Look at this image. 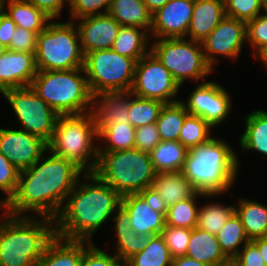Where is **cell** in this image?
Instances as JSON below:
<instances>
[{
    "label": "cell",
    "instance_id": "1",
    "mask_svg": "<svg viewBox=\"0 0 267 266\" xmlns=\"http://www.w3.org/2000/svg\"><path fill=\"white\" fill-rule=\"evenodd\" d=\"M19 172L14 196L6 204V213L55 219L84 172L72 161L50 154ZM41 160V161H40ZM79 179V180H78ZM26 213V214H25Z\"/></svg>",
    "mask_w": 267,
    "mask_h": 266
},
{
    "label": "cell",
    "instance_id": "2",
    "mask_svg": "<svg viewBox=\"0 0 267 266\" xmlns=\"http://www.w3.org/2000/svg\"><path fill=\"white\" fill-rule=\"evenodd\" d=\"M83 176L85 183L77 182L54 226L62 239L92 242L93 233L121 207L122 196L93 172Z\"/></svg>",
    "mask_w": 267,
    "mask_h": 266
},
{
    "label": "cell",
    "instance_id": "3",
    "mask_svg": "<svg viewBox=\"0 0 267 266\" xmlns=\"http://www.w3.org/2000/svg\"><path fill=\"white\" fill-rule=\"evenodd\" d=\"M0 221V266H38L55 238V221L49 217L3 213ZM6 217V218H5Z\"/></svg>",
    "mask_w": 267,
    "mask_h": 266
},
{
    "label": "cell",
    "instance_id": "4",
    "mask_svg": "<svg viewBox=\"0 0 267 266\" xmlns=\"http://www.w3.org/2000/svg\"><path fill=\"white\" fill-rule=\"evenodd\" d=\"M238 163L231 145L213 137L188 152L182 173L198 191L221 195L237 177Z\"/></svg>",
    "mask_w": 267,
    "mask_h": 266
},
{
    "label": "cell",
    "instance_id": "5",
    "mask_svg": "<svg viewBox=\"0 0 267 266\" xmlns=\"http://www.w3.org/2000/svg\"><path fill=\"white\" fill-rule=\"evenodd\" d=\"M30 87L59 116L92 110L93 95L84 68L37 71Z\"/></svg>",
    "mask_w": 267,
    "mask_h": 266
},
{
    "label": "cell",
    "instance_id": "6",
    "mask_svg": "<svg viewBox=\"0 0 267 266\" xmlns=\"http://www.w3.org/2000/svg\"><path fill=\"white\" fill-rule=\"evenodd\" d=\"M93 173L125 196L152 187L157 172L149 153L132 148L114 152L98 151Z\"/></svg>",
    "mask_w": 267,
    "mask_h": 266
},
{
    "label": "cell",
    "instance_id": "7",
    "mask_svg": "<svg viewBox=\"0 0 267 266\" xmlns=\"http://www.w3.org/2000/svg\"><path fill=\"white\" fill-rule=\"evenodd\" d=\"M94 137L98 139V132L91 111L60 115L48 149L52 154L72 161L84 173L93 172L99 148L93 143Z\"/></svg>",
    "mask_w": 267,
    "mask_h": 266
},
{
    "label": "cell",
    "instance_id": "8",
    "mask_svg": "<svg viewBox=\"0 0 267 266\" xmlns=\"http://www.w3.org/2000/svg\"><path fill=\"white\" fill-rule=\"evenodd\" d=\"M76 21L50 22L37 35L35 64L37 71L83 68L84 55Z\"/></svg>",
    "mask_w": 267,
    "mask_h": 266
},
{
    "label": "cell",
    "instance_id": "9",
    "mask_svg": "<svg viewBox=\"0 0 267 266\" xmlns=\"http://www.w3.org/2000/svg\"><path fill=\"white\" fill-rule=\"evenodd\" d=\"M150 51L168 69L174 80L181 85L186 79L199 81L213 72L207 63L202 43L184 38H159Z\"/></svg>",
    "mask_w": 267,
    "mask_h": 266
},
{
    "label": "cell",
    "instance_id": "10",
    "mask_svg": "<svg viewBox=\"0 0 267 266\" xmlns=\"http://www.w3.org/2000/svg\"><path fill=\"white\" fill-rule=\"evenodd\" d=\"M136 62L113 49L95 50L84 55V71L92 95L131 91Z\"/></svg>",
    "mask_w": 267,
    "mask_h": 266
},
{
    "label": "cell",
    "instance_id": "11",
    "mask_svg": "<svg viewBox=\"0 0 267 266\" xmlns=\"http://www.w3.org/2000/svg\"><path fill=\"white\" fill-rule=\"evenodd\" d=\"M2 94L22 124L21 130L49 143L59 115L30 86L11 88Z\"/></svg>",
    "mask_w": 267,
    "mask_h": 266
},
{
    "label": "cell",
    "instance_id": "12",
    "mask_svg": "<svg viewBox=\"0 0 267 266\" xmlns=\"http://www.w3.org/2000/svg\"><path fill=\"white\" fill-rule=\"evenodd\" d=\"M179 88L168 69L150 50L136 62L131 89L133 95L163 103H174L180 101L174 99Z\"/></svg>",
    "mask_w": 267,
    "mask_h": 266
},
{
    "label": "cell",
    "instance_id": "13",
    "mask_svg": "<svg viewBox=\"0 0 267 266\" xmlns=\"http://www.w3.org/2000/svg\"><path fill=\"white\" fill-rule=\"evenodd\" d=\"M246 42V22L225 16L201 43L207 63L214 68L216 55L235 60Z\"/></svg>",
    "mask_w": 267,
    "mask_h": 266
},
{
    "label": "cell",
    "instance_id": "14",
    "mask_svg": "<svg viewBox=\"0 0 267 266\" xmlns=\"http://www.w3.org/2000/svg\"><path fill=\"white\" fill-rule=\"evenodd\" d=\"M183 102L187 112L199 116L212 127L224 122L231 108L230 94L216 82H202Z\"/></svg>",
    "mask_w": 267,
    "mask_h": 266
},
{
    "label": "cell",
    "instance_id": "15",
    "mask_svg": "<svg viewBox=\"0 0 267 266\" xmlns=\"http://www.w3.org/2000/svg\"><path fill=\"white\" fill-rule=\"evenodd\" d=\"M48 150V143L21 129L0 128V152L19 171L30 168Z\"/></svg>",
    "mask_w": 267,
    "mask_h": 266
},
{
    "label": "cell",
    "instance_id": "16",
    "mask_svg": "<svg viewBox=\"0 0 267 266\" xmlns=\"http://www.w3.org/2000/svg\"><path fill=\"white\" fill-rule=\"evenodd\" d=\"M195 0H169L152 14L150 36L153 38H187Z\"/></svg>",
    "mask_w": 267,
    "mask_h": 266
},
{
    "label": "cell",
    "instance_id": "17",
    "mask_svg": "<svg viewBox=\"0 0 267 266\" xmlns=\"http://www.w3.org/2000/svg\"><path fill=\"white\" fill-rule=\"evenodd\" d=\"M77 26L83 55L86 53L112 49L121 25L108 13L85 16L78 19Z\"/></svg>",
    "mask_w": 267,
    "mask_h": 266
},
{
    "label": "cell",
    "instance_id": "18",
    "mask_svg": "<svg viewBox=\"0 0 267 266\" xmlns=\"http://www.w3.org/2000/svg\"><path fill=\"white\" fill-rule=\"evenodd\" d=\"M36 74L35 53L7 49L0 57V93L30 86Z\"/></svg>",
    "mask_w": 267,
    "mask_h": 266
},
{
    "label": "cell",
    "instance_id": "19",
    "mask_svg": "<svg viewBox=\"0 0 267 266\" xmlns=\"http://www.w3.org/2000/svg\"><path fill=\"white\" fill-rule=\"evenodd\" d=\"M131 91H115L96 94L92 101V114L97 132L107 124H127L129 120V94Z\"/></svg>",
    "mask_w": 267,
    "mask_h": 266
},
{
    "label": "cell",
    "instance_id": "20",
    "mask_svg": "<svg viewBox=\"0 0 267 266\" xmlns=\"http://www.w3.org/2000/svg\"><path fill=\"white\" fill-rule=\"evenodd\" d=\"M121 206L129 214L130 227L137 234L160 235L166 225L165 215L153 210L139 194L122 196Z\"/></svg>",
    "mask_w": 267,
    "mask_h": 266
},
{
    "label": "cell",
    "instance_id": "21",
    "mask_svg": "<svg viewBox=\"0 0 267 266\" xmlns=\"http://www.w3.org/2000/svg\"><path fill=\"white\" fill-rule=\"evenodd\" d=\"M225 16L223 0H195L188 38L202 42Z\"/></svg>",
    "mask_w": 267,
    "mask_h": 266
},
{
    "label": "cell",
    "instance_id": "22",
    "mask_svg": "<svg viewBox=\"0 0 267 266\" xmlns=\"http://www.w3.org/2000/svg\"><path fill=\"white\" fill-rule=\"evenodd\" d=\"M114 230L116 232V253L124 263L134 254L141 252L148 243L151 235L136 233L130 227V218L126 210L121 206L115 217L113 216Z\"/></svg>",
    "mask_w": 267,
    "mask_h": 266
},
{
    "label": "cell",
    "instance_id": "23",
    "mask_svg": "<svg viewBox=\"0 0 267 266\" xmlns=\"http://www.w3.org/2000/svg\"><path fill=\"white\" fill-rule=\"evenodd\" d=\"M90 241L66 240L58 236L48 244L38 266H80Z\"/></svg>",
    "mask_w": 267,
    "mask_h": 266
},
{
    "label": "cell",
    "instance_id": "24",
    "mask_svg": "<svg viewBox=\"0 0 267 266\" xmlns=\"http://www.w3.org/2000/svg\"><path fill=\"white\" fill-rule=\"evenodd\" d=\"M185 256L211 266H228L231 263L221 251L217 237L197 227L191 230Z\"/></svg>",
    "mask_w": 267,
    "mask_h": 266
},
{
    "label": "cell",
    "instance_id": "25",
    "mask_svg": "<svg viewBox=\"0 0 267 266\" xmlns=\"http://www.w3.org/2000/svg\"><path fill=\"white\" fill-rule=\"evenodd\" d=\"M152 187L167 207L192 197L198 191L182 171L156 173Z\"/></svg>",
    "mask_w": 267,
    "mask_h": 266
},
{
    "label": "cell",
    "instance_id": "26",
    "mask_svg": "<svg viewBox=\"0 0 267 266\" xmlns=\"http://www.w3.org/2000/svg\"><path fill=\"white\" fill-rule=\"evenodd\" d=\"M3 11L10 16L17 27L36 34L45 30L47 25L53 21L44 11L25 0H3Z\"/></svg>",
    "mask_w": 267,
    "mask_h": 266
},
{
    "label": "cell",
    "instance_id": "27",
    "mask_svg": "<svg viewBox=\"0 0 267 266\" xmlns=\"http://www.w3.org/2000/svg\"><path fill=\"white\" fill-rule=\"evenodd\" d=\"M108 14L121 26L142 28L150 32L152 14L144 0H112Z\"/></svg>",
    "mask_w": 267,
    "mask_h": 266
},
{
    "label": "cell",
    "instance_id": "28",
    "mask_svg": "<svg viewBox=\"0 0 267 266\" xmlns=\"http://www.w3.org/2000/svg\"><path fill=\"white\" fill-rule=\"evenodd\" d=\"M235 213L244 226L249 240L267 236V206L248 199L239 198Z\"/></svg>",
    "mask_w": 267,
    "mask_h": 266
},
{
    "label": "cell",
    "instance_id": "29",
    "mask_svg": "<svg viewBox=\"0 0 267 266\" xmlns=\"http://www.w3.org/2000/svg\"><path fill=\"white\" fill-rule=\"evenodd\" d=\"M189 150L180 141H161L149 154L154 169L159 172L182 171Z\"/></svg>",
    "mask_w": 267,
    "mask_h": 266
},
{
    "label": "cell",
    "instance_id": "30",
    "mask_svg": "<svg viewBox=\"0 0 267 266\" xmlns=\"http://www.w3.org/2000/svg\"><path fill=\"white\" fill-rule=\"evenodd\" d=\"M148 38H150V35L145 29L121 26L112 49L120 55L132 58L137 62L150 50L148 40L152 39Z\"/></svg>",
    "mask_w": 267,
    "mask_h": 266
},
{
    "label": "cell",
    "instance_id": "31",
    "mask_svg": "<svg viewBox=\"0 0 267 266\" xmlns=\"http://www.w3.org/2000/svg\"><path fill=\"white\" fill-rule=\"evenodd\" d=\"M245 130L240 137L242 150H255L267 156V112L255 110L245 117Z\"/></svg>",
    "mask_w": 267,
    "mask_h": 266
},
{
    "label": "cell",
    "instance_id": "32",
    "mask_svg": "<svg viewBox=\"0 0 267 266\" xmlns=\"http://www.w3.org/2000/svg\"><path fill=\"white\" fill-rule=\"evenodd\" d=\"M173 258L161 235L151 236L144 249L134 254L125 266H171Z\"/></svg>",
    "mask_w": 267,
    "mask_h": 266
},
{
    "label": "cell",
    "instance_id": "33",
    "mask_svg": "<svg viewBox=\"0 0 267 266\" xmlns=\"http://www.w3.org/2000/svg\"><path fill=\"white\" fill-rule=\"evenodd\" d=\"M215 195L219 194H207L205 192L197 191L192 197L168 207L165 216L166 225L180 228H195L200 208L196 203L198 197H215Z\"/></svg>",
    "mask_w": 267,
    "mask_h": 266
},
{
    "label": "cell",
    "instance_id": "34",
    "mask_svg": "<svg viewBox=\"0 0 267 266\" xmlns=\"http://www.w3.org/2000/svg\"><path fill=\"white\" fill-rule=\"evenodd\" d=\"M188 114L181 100L174 103H165L156 121L161 141H178L179 132Z\"/></svg>",
    "mask_w": 267,
    "mask_h": 266
},
{
    "label": "cell",
    "instance_id": "35",
    "mask_svg": "<svg viewBox=\"0 0 267 266\" xmlns=\"http://www.w3.org/2000/svg\"><path fill=\"white\" fill-rule=\"evenodd\" d=\"M135 130L136 128L130 123L107 124L99 133L98 139L106 145H99L98 151L114 152L119 150L132 149L135 147ZM100 146H104V148Z\"/></svg>",
    "mask_w": 267,
    "mask_h": 266
},
{
    "label": "cell",
    "instance_id": "36",
    "mask_svg": "<svg viewBox=\"0 0 267 266\" xmlns=\"http://www.w3.org/2000/svg\"><path fill=\"white\" fill-rule=\"evenodd\" d=\"M216 237L221 251L230 261L240 251V244L244 246L250 241L240 218L235 212L229 217Z\"/></svg>",
    "mask_w": 267,
    "mask_h": 266
},
{
    "label": "cell",
    "instance_id": "37",
    "mask_svg": "<svg viewBox=\"0 0 267 266\" xmlns=\"http://www.w3.org/2000/svg\"><path fill=\"white\" fill-rule=\"evenodd\" d=\"M211 128L213 127L201 117L188 114L179 132L178 141L192 151L195 147L206 144L214 137L210 136Z\"/></svg>",
    "mask_w": 267,
    "mask_h": 266
},
{
    "label": "cell",
    "instance_id": "38",
    "mask_svg": "<svg viewBox=\"0 0 267 266\" xmlns=\"http://www.w3.org/2000/svg\"><path fill=\"white\" fill-rule=\"evenodd\" d=\"M133 97V98H131ZM165 103L129 94V120L135 128L156 123Z\"/></svg>",
    "mask_w": 267,
    "mask_h": 266
},
{
    "label": "cell",
    "instance_id": "39",
    "mask_svg": "<svg viewBox=\"0 0 267 266\" xmlns=\"http://www.w3.org/2000/svg\"><path fill=\"white\" fill-rule=\"evenodd\" d=\"M234 212L235 205L226 207L215 202L203 204L198 211L196 227L216 236Z\"/></svg>",
    "mask_w": 267,
    "mask_h": 266
},
{
    "label": "cell",
    "instance_id": "40",
    "mask_svg": "<svg viewBox=\"0 0 267 266\" xmlns=\"http://www.w3.org/2000/svg\"><path fill=\"white\" fill-rule=\"evenodd\" d=\"M223 2L226 16L247 22L264 10L265 0H223Z\"/></svg>",
    "mask_w": 267,
    "mask_h": 266
},
{
    "label": "cell",
    "instance_id": "41",
    "mask_svg": "<svg viewBox=\"0 0 267 266\" xmlns=\"http://www.w3.org/2000/svg\"><path fill=\"white\" fill-rule=\"evenodd\" d=\"M190 228H180L165 225L164 229L161 232L165 244L169 248L172 258L185 256L188 243L191 237Z\"/></svg>",
    "mask_w": 267,
    "mask_h": 266
},
{
    "label": "cell",
    "instance_id": "42",
    "mask_svg": "<svg viewBox=\"0 0 267 266\" xmlns=\"http://www.w3.org/2000/svg\"><path fill=\"white\" fill-rule=\"evenodd\" d=\"M19 170L0 152V190L6 195L0 206L6 211V204L14 196L19 179Z\"/></svg>",
    "mask_w": 267,
    "mask_h": 266
},
{
    "label": "cell",
    "instance_id": "43",
    "mask_svg": "<svg viewBox=\"0 0 267 266\" xmlns=\"http://www.w3.org/2000/svg\"><path fill=\"white\" fill-rule=\"evenodd\" d=\"M247 43L253 49L254 58L267 47V14L260 13L246 22ZM256 50V52L254 51Z\"/></svg>",
    "mask_w": 267,
    "mask_h": 266
},
{
    "label": "cell",
    "instance_id": "44",
    "mask_svg": "<svg viewBox=\"0 0 267 266\" xmlns=\"http://www.w3.org/2000/svg\"><path fill=\"white\" fill-rule=\"evenodd\" d=\"M112 0H69L70 19L108 13ZM104 8V9H103ZM103 9V12L101 11Z\"/></svg>",
    "mask_w": 267,
    "mask_h": 266
},
{
    "label": "cell",
    "instance_id": "45",
    "mask_svg": "<svg viewBox=\"0 0 267 266\" xmlns=\"http://www.w3.org/2000/svg\"><path fill=\"white\" fill-rule=\"evenodd\" d=\"M80 266H125L116 255L107 254L93 242L83 251Z\"/></svg>",
    "mask_w": 267,
    "mask_h": 266
},
{
    "label": "cell",
    "instance_id": "46",
    "mask_svg": "<svg viewBox=\"0 0 267 266\" xmlns=\"http://www.w3.org/2000/svg\"><path fill=\"white\" fill-rule=\"evenodd\" d=\"M160 142L161 138L156 123L136 128L134 148L150 153Z\"/></svg>",
    "mask_w": 267,
    "mask_h": 266
},
{
    "label": "cell",
    "instance_id": "47",
    "mask_svg": "<svg viewBox=\"0 0 267 266\" xmlns=\"http://www.w3.org/2000/svg\"><path fill=\"white\" fill-rule=\"evenodd\" d=\"M37 35L22 27H16L7 49L15 52L36 53Z\"/></svg>",
    "mask_w": 267,
    "mask_h": 266
},
{
    "label": "cell",
    "instance_id": "48",
    "mask_svg": "<svg viewBox=\"0 0 267 266\" xmlns=\"http://www.w3.org/2000/svg\"><path fill=\"white\" fill-rule=\"evenodd\" d=\"M234 266H266L258 247L250 240L231 260Z\"/></svg>",
    "mask_w": 267,
    "mask_h": 266
},
{
    "label": "cell",
    "instance_id": "49",
    "mask_svg": "<svg viewBox=\"0 0 267 266\" xmlns=\"http://www.w3.org/2000/svg\"><path fill=\"white\" fill-rule=\"evenodd\" d=\"M25 1L31 3L38 9L44 11L52 19H56L61 15L64 5L66 4L69 5V0H25Z\"/></svg>",
    "mask_w": 267,
    "mask_h": 266
},
{
    "label": "cell",
    "instance_id": "50",
    "mask_svg": "<svg viewBox=\"0 0 267 266\" xmlns=\"http://www.w3.org/2000/svg\"><path fill=\"white\" fill-rule=\"evenodd\" d=\"M16 27L15 22L2 10L0 13V42L6 47L9 46Z\"/></svg>",
    "mask_w": 267,
    "mask_h": 266
},
{
    "label": "cell",
    "instance_id": "51",
    "mask_svg": "<svg viewBox=\"0 0 267 266\" xmlns=\"http://www.w3.org/2000/svg\"><path fill=\"white\" fill-rule=\"evenodd\" d=\"M138 194L153 208V210L166 216L168 207L164 204L163 199L153 187H148Z\"/></svg>",
    "mask_w": 267,
    "mask_h": 266
},
{
    "label": "cell",
    "instance_id": "52",
    "mask_svg": "<svg viewBox=\"0 0 267 266\" xmlns=\"http://www.w3.org/2000/svg\"><path fill=\"white\" fill-rule=\"evenodd\" d=\"M171 266H211L187 256L173 258Z\"/></svg>",
    "mask_w": 267,
    "mask_h": 266
},
{
    "label": "cell",
    "instance_id": "53",
    "mask_svg": "<svg viewBox=\"0 0 267 266\" xmlns=\"http://www.w3.org/2000/svg\"><path fill=\"white\" fill-rule=\"evenodd\" d=\"M251 241L258 247V249L261 253V256L263 258V261L265 262V264L267 266V236L255 238Z\"/></svg>",
    "mask_w": 267,
    "mask_h": 266
},
{
    "label": "cell",
    "instance_id": "54",
    "mask_svg": "<svg viewBox=\"0 0 267 266\" xmlns=\"http://www.w3.org/2000/svg\"><path fill=\"white\" fill-rule=\"evenodd\" d=\"M169 0H144V4L151 14L161 9Z\"/></svg>",
    "mask_w": 267,
    "mask_h": 266
},
{
    "label": "cell",
    "instance_id": "55",
    "mask_svg": "<svg viewBox=\"0 0 267 266\" xmlns=\"http://www.w3.org/2000/svg\"><path fill=\"white\" fill-rule=\"evenodd\" d=\"M255 58H259L263 62L264 66L267 67V47L262 50Z\"/></svg>",
    "mask_w": 267,
    "mask_h": 266
},
{
    "label": "cell",
    "instance_id": "56",
    "mask_svg": "<svg viewBox=\"0 0 267 266\" xmlns=\"http://www.w3.org/2000/svg\"><path fill=\"white\" fill-rule=\"evenodd\" d=\"M7 50V47L0 42V57L3 55V53Z\"/></svg>",
    "mask_w": 267,
    "mask_h": 266
},
{
    "label": "cell",
    "instance_id": "57",
    "mask_svg": "<svg viewBox=\"0 0 267 266\" xmlns=\"http://www.w3.org/2000/svg\"><path fill=\"white\" fill-rule=\"evenodd\" d=\"M264 12L263 13H266L267 14V0H265V3H264Z\"/></svg>",
    "mask_w": 267,
    "mask_h": 266
},
{
    "label": "cell",
    "instance_id": "58",
    "mask_svg": "<svg viewBox=\"0 0 267 266\" xmlns=\"http://www.w3.org/2000/svg\"><path fill=\"white\" fill-rule=\"evenodd\" d=\"M0 7H3V0H0Z\"/></svg>",
    "mask_w": 267,
    "mask_h": 266
}]
</instances>
